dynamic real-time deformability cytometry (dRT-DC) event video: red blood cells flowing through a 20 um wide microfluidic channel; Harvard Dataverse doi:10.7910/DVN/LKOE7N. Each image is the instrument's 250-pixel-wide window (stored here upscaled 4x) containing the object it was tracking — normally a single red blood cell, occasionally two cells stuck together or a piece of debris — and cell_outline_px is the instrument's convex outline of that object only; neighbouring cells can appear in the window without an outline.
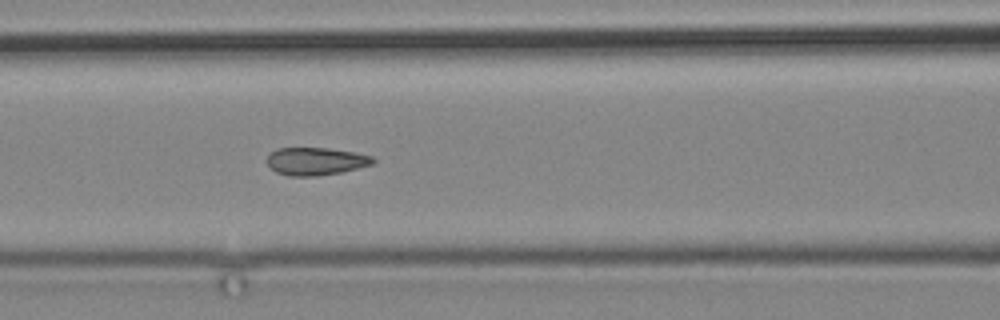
{"species": "common noctule bat (a hibernating species)", "species_latin": "Nyctalus noctula", "temperature_condition": "cold", "stored_images_in_passage": 9, "camera_frame_rate_fps": 3000, "um_per_image_px": 0.085, "animal": {"sex": "male", "body_mass_g": 19.2, "forearm_length_mm": 51.8}, "frame": {"image": 1, "passage_image": 9, "time_ms": 10.0, "image_size_px": [1000, 320], "cell_outline_px": [[376, 160], [372, 164], [340, 172], [316, 176], [288, 176], [276, 172], [268, 164], [268, 156], [276, 148], [328, 148], [352, 152], [372, 156]], "centroid_in_image_um": [26.83, 13.71], "position_along_channel_um": 139.8, "area_um2": 16.88}}